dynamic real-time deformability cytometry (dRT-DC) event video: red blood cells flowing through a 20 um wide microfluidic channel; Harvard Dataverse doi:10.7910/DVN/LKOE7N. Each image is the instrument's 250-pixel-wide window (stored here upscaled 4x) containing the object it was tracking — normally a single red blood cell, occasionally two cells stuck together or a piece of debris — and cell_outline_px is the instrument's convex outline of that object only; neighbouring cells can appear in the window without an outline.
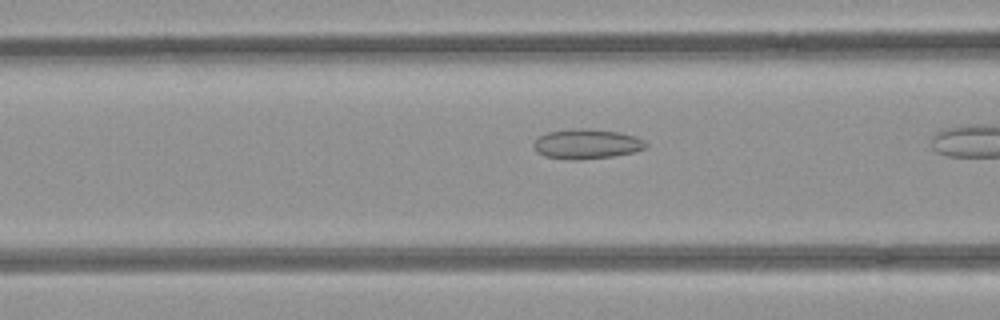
{"species": "common noctule bat (a hibernating species)", "species_latin": "Nyctalus noctula", "temperature_condition": "room temperature", "stored_images_in_passage": 12, "camera_frame_rate_fps": 3000, "um_per_image_px": 0.085, "animal": {"sex": "female", "body_mass_g": 21.9}, "frame": {"image": 1, "passage_image": 10, "time_ms": 3.0, "image_size_px": [1000, 320], "cell_outline_px": [[648, 148], [636, 152], [612, 156], [576, 160], [572, 160], [544, 156], [536, 152], [532, 144], [540, 136], [548, 132], [572, 128], [588, 128], [616, 132], [636, 136], [644, 140], [648, 144]], "centroid_in_image_um": [49.89, 12.24], "position_along_channel_um": 116.7, "area_um2": 19.65}}